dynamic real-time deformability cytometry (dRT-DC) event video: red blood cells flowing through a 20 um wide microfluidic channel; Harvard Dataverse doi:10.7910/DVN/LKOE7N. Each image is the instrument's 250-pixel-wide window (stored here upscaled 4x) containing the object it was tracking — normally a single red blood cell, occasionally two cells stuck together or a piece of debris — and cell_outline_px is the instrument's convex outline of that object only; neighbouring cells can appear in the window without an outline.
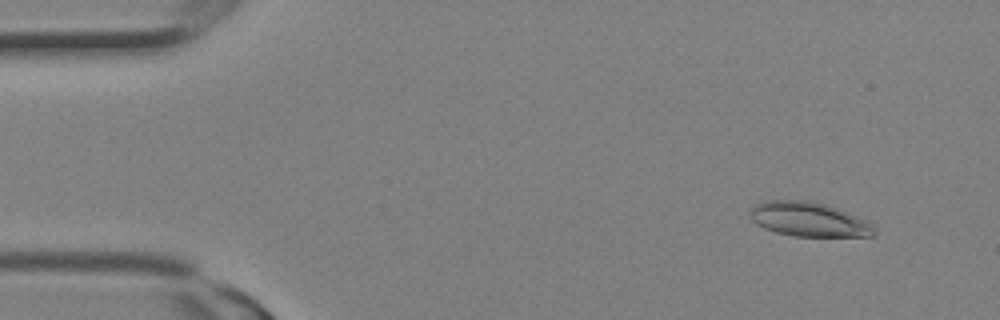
{"species": "Egyptian fruit bat (a non-hibernating species)", "species_latin": "Rousettus aegyptiacus", "temperature_condition": "room temperature", "stored_images_in_passage": 3, "camera_frame_rate_fps": 3000, "um_per_image_px": 0.085, "animal": {"sex": "female"}, "frame": {"image": 1, "passage_image": 1, "time_ms": 0.0, "image_size_px": [1000, 320], "cell_outline_px": [[876, 232], [872, 236], [792, 236], [776, 232], [764, 228], [756, 224], [752, 220], [748, 212], [756, 204], [764, 200], [808, 200], [824, 204], [848, 212], [872, 224]], "centroid_in_image_um": [68.7, 18.64], "position_along_channel_um": 16.3, "area_um2": 24.8}}